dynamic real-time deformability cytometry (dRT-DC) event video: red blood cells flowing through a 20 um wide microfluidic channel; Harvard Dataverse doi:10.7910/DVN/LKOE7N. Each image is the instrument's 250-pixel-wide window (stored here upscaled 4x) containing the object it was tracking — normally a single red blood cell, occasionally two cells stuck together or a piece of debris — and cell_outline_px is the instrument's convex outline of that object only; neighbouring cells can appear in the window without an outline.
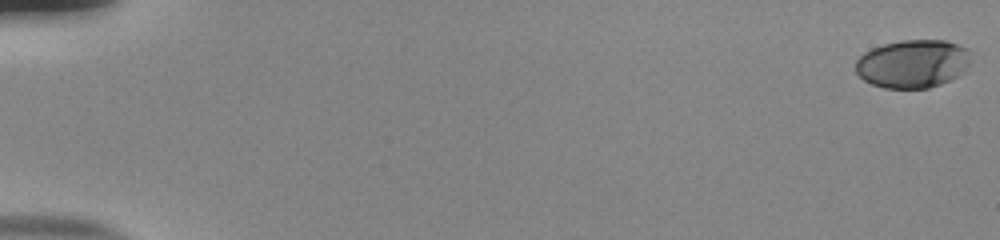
{"species": "human", "species_latin": "Homo sapiens", "temperature_condition": "room temperature", "stored_images_in_passage": 56, "camera_frame_rate_fps": 3000, "um_per_image_px": 0.085, "donor": {"sex": "male"}, "frame": {"image": 1, "passage_image": 1, "time_ms": 0.0, "image_size_px": [1000, 240], "cell_outline_px": [[968, 64], [964, 72], [940, 84], [928, 88], [884, 88], [872, 84], [864, 80], [856, 72], [856, 60], [864, 52], [872, 48], [884, 44], [900, 40], [944, 40], [968, 48]], "centroid_in_image_um": [77.55, 5.41], "position_along_channel_um": 7.4, "area_um2": 32.19}}
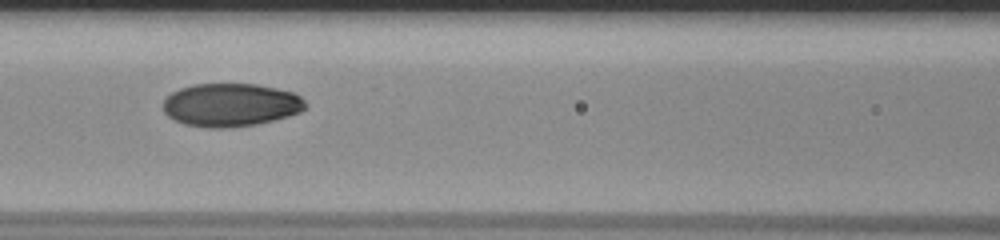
{"frame": {"image": 2, "passage_image": 27, "time_ms": 8.667, "image_size_px": [1000, 240], "cell_outline_px": [[308, 108], [300, 112], [288, 116], [256, 124], [224, 128], [204, 128], [184, 124], [168, 116], [164, 112], [164, 100], [172, 92], [180, 88], [192, 84], [256, 84], [276, 88], [292, 92], [300, 96], [308, 104]], "centroid_in_image_um": [19.63, 8.92], "position_along_channel_um": 147.0, "area_um2": 35.89}}
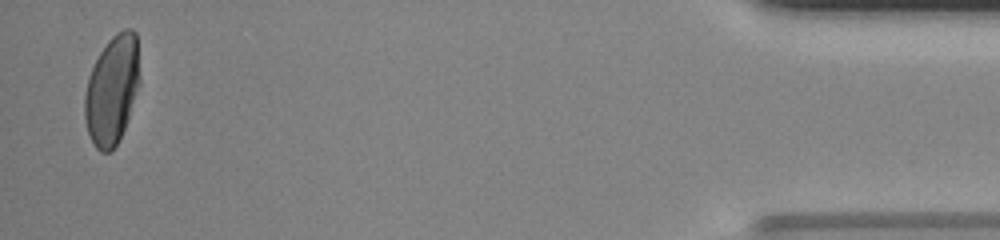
{"frame": {"image": 3, "passage_image": 55, "time_ms": 18.0, "image_size_px": [1000, 240], "cell_outline_px": [[140, 80], [124, 128], [116, 144], [108, 152], [100, 152], [96, 148], [88, 132], [84, 116], [84, 96], [88, 76], [100, 52], [108, 40], [116, 32], [124, 28], [132, 28], [136, 32], [140, 76]], "centroid_in_image_um": [9.52, 7.59], "position_along_channel_um": 425.7, "area_um2": 34.68}, "authors_computed_cell_mechanics": {"area_um2": 35.1424, "velocity_mm_per_s": 3.7998, "shape_relaxation_time_tau1_ms": 5.4621, "shape_relaxation_time_tau2_ms": 1.0786, "deformation_change_tau1": 0.1913, "deformation_change_tau2": 0.0344}}